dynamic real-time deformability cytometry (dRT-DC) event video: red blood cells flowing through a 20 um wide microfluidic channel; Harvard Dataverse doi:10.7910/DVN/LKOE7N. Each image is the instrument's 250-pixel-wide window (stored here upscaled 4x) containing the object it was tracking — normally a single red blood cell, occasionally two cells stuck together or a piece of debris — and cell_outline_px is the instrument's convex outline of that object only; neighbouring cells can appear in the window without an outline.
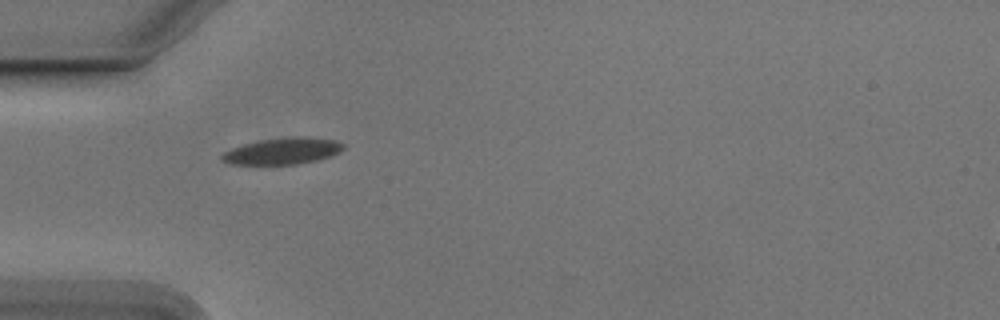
{"species": "Egyptian fruit bat (a non-hibernating species)", "species_latin": "Rousettus aegyptiacus", "temperature_condition": "cold", "stored_images_in_passage": 4, "camera_frame_rate_fps": 3000, "um_per_image_px": 0.085, "animal": {"sex": "male"}, "frame": {"image": 1, "passage_image": 1, "time_ms": 0.0, "image_size_px": [1000, 320], "cell_outline_px": [[344, 148], [340, 152], [332, 156], [316, 160], [296, 164], [232, 164], [220, 160], [220, 156], [224, 152], [232, 148], [244, 144], [260, 140], [292, 136], [304, 136], [336, 140], [344, 144]], "centroid_in_image_um": [24.05, 12.83], "position_along_channel_um": 61.0, "area_um2": 18.79}}
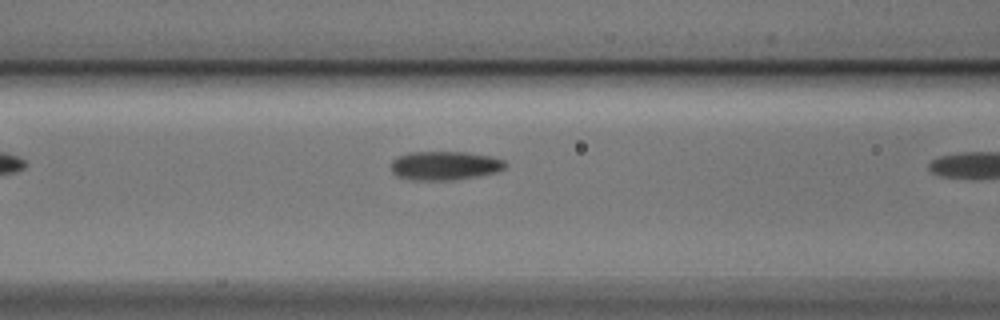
{"frame": {"image": 2, "passage_image": 3, "time_ms": 0.667, "image_size_px": [1000, 320], "cell_outline_px": [[504, 168], [496, 172], [476, 176], [452, 180], [412, 180], [396, 176], [392, 172], [392, 160], [396, 156], [408, 152], [464, 152], [492, 156], [504, 160]], "centroid_in_image_um": [37.75, 14.07], "position_along_channel_um": 128.8, "area_um2": 19.19}}